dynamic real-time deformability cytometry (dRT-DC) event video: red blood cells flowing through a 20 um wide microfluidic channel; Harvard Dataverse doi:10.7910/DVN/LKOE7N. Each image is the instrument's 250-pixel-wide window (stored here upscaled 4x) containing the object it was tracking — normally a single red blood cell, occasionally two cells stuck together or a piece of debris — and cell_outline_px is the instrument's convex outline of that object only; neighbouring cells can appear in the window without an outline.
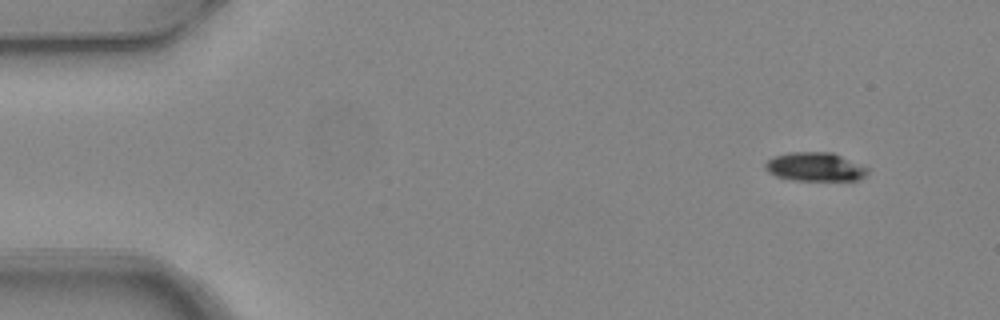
{"species": "common noctule bat (a hibernating species)", "species_latin": "Nyctalus noctula", "temperature_condition": "warm", "stored_images_in_passage": 5, "camera_frame_rate_fps": 3000, "um_per_image_px": 0.085, "animal": {"sex": "female", "body_mass_g": 24.6, "forearm_length_mm": 56.2}, "frame": {"image": 1, "passage_image": 2, "time_ms": 0.333, "image_size_px": [1000, 320], "cell_outline_px": [[868, 172], [860, 180], [796, 180], [776, 176], [768, 172], [764, 168], [764, 164], [772, 156], [788, 152], [832, 152], [868, 168]], "centroid_in_image_um": [69.24, 14.17], "position_along_channel_um": 15.8, "area_um2": 17.11}}
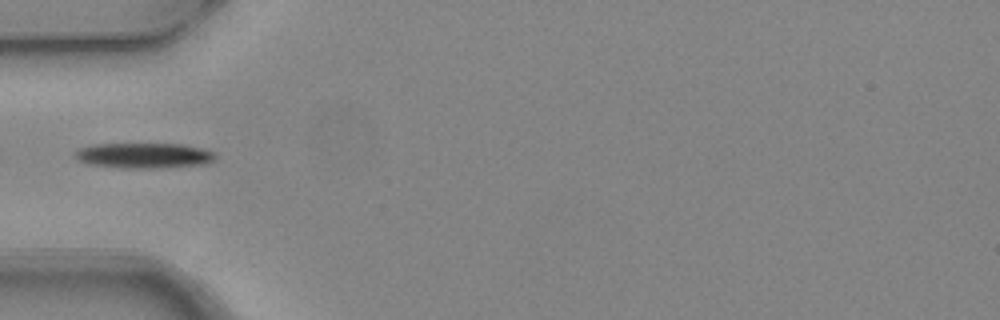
{"frame": {"image": 2, "passage_image": 5, "time_ms": 1.333, "image_size_px": [1000, 320], "cell_outline_px": [[216, 160], [208, 164], [156, 168], [124, 168], [88, 164], [80, 160], [76, 156], [76, 152], [80, 148], [92, 144], [184, 144], [204, 148], [216, 152]], "centroid_in_image_um": [12.34, 13.22], "position_along_channel_um": 72.7, "area_um2": 20.87}}